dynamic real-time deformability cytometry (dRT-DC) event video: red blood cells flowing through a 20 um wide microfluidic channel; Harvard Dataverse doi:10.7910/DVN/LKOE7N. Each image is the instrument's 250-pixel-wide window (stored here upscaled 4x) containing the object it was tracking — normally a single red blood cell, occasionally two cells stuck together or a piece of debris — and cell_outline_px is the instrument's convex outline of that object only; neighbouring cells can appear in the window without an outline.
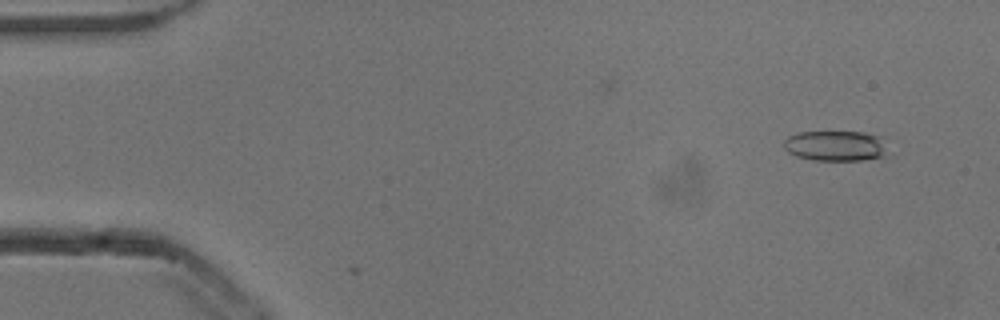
{"species": "common noctule bat (a hibernating species)", "species_latin": "Nyctalus noctula", "temperature_condition": "cold", "stored_images_in_passage": 38, "camera_frame_rate_fps": 3000, "um_per_image_px": 0.085, "animal": {"sex": "male", "body_mass_g": 13.3}, "frame": {"image": 1, "passage_image": 3, "time_ms": 0.667, "image_size_px": [1000, 320], "cell_outline_px": [[892, 156], [864, 160], [812, 160], [796, 156], [788, 152], [784, 148], [784, 140], [788, 136], [800, 132], [864, 132], [880, 136]], "centroid_in_image_um": [71.09, 12.41], "position_along_channel_um": 13.9, "area_um2": 18.79}}
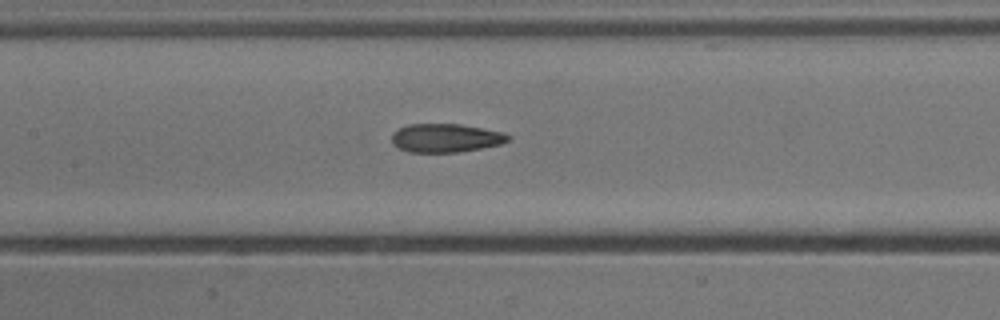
{"frame": {"image": 2, "passage_image": 24, "time_ms": 7.667, "image_size_px": [1000, 320], "cell_outline_px": [[512, 136], [508, 140], [500, 144], [460, 152], [408, 152], [392, 144], [392, 132], [408, 124], [460, 124], [504, 132]], "centroid_in_image_um": [37.88, 11.72], "position_along_channel_um": 169.5, "area_um2": 19.36}}
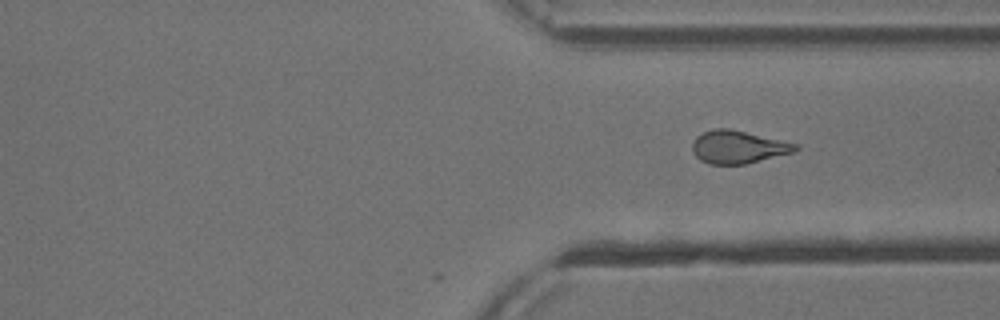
{"frame": {"image": 3, "passage_image": 38, "time_ms": 12.333, "image_size_px": [1000, 320], "cell_outline_px": [[800, 148], [792, 152], [744, 164], [708, 164], [700, 160], [692, 152], [692, 144], [696, 136], [712, 128], [728, 128], [800, 144]], "centroid_in_image_um": [62.72, 12.49], "position_along_channel_um": 348.7, "area_um2": 19.65}}